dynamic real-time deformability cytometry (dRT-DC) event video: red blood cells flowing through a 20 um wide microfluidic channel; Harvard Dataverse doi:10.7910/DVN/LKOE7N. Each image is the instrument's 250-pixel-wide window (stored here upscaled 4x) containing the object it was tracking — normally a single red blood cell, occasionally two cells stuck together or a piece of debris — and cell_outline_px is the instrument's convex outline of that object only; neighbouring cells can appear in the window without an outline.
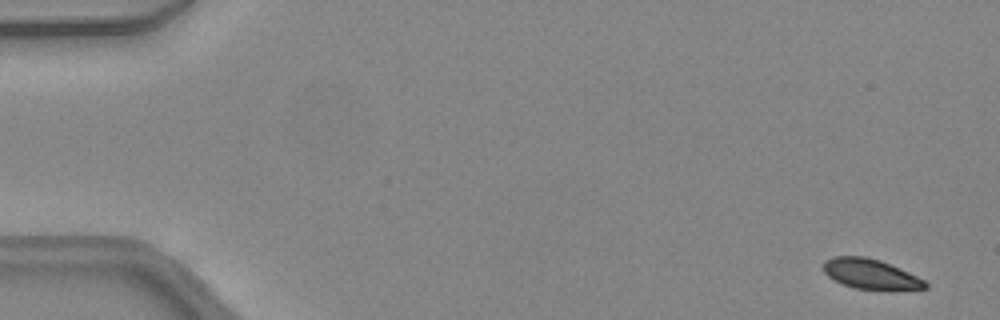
{"species": "common noctule bat (a hibernating species)", "species_latin": "Nyctalus noctula", "temperature_condition": "warm", "stored_images_in_passage": 46, "camera_frame_rate_fps": 3000, "um_per_image_px": 0.085, "animal": {"sex": "female", "body_mass_g": 24.6, "forearm_length_mm": 56.2}, "frame": {"image": 1, "passage_image": 1, "time_ms": 0.0, "image_size_px": [1000, 320], "cell_outline_px": [[928, 288], [852, 288], [828, 276], [824, 272], [824, 260], [832, 256], [864, 256], [880, 260], [908, 272], [924, 280], [928, 284]], "centroid_in_image_um": [73.94, 23.25], "position_along_channel_um": 11.1, "area_um2": 17.17}}
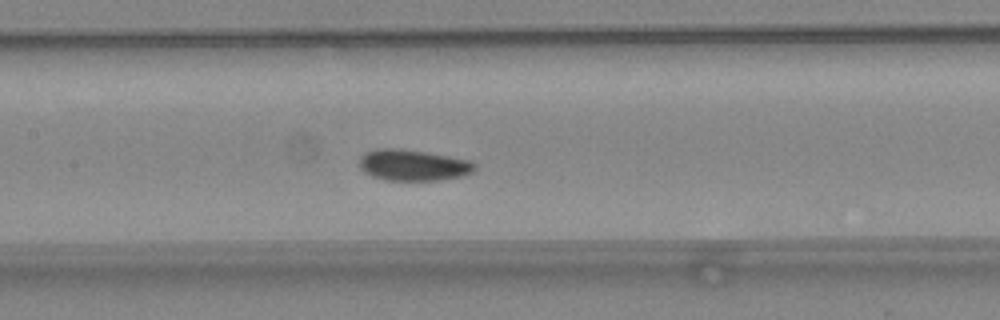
{"frame": {"image": 2, "passage_image": 22, "time_ms": 7.0, "image_size_px": [1000, 320], "cell_outline_px": [[476, 168], [472, 172], [464, 176], [436, 180], [388, 180], [372, 176], [364, 172], [360, 168], [360, 156], [364, 152], [380, 148], [400, 148], [424, 152], [468, 160], [476, 164]], "centroid_in_image_um": [35.09, 14.03], "position_along_channel_um": 172.3, "area_um2": 20.81}}
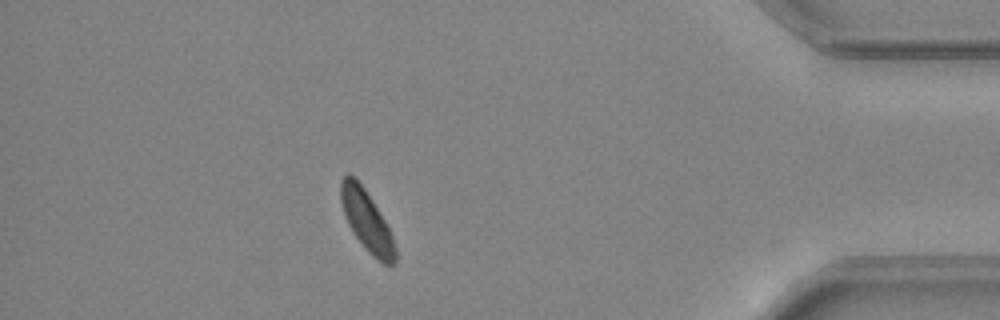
{"frame": {"image": 3, "passage_image": 41, "time_ms": 13.333, "image_size_px": [1000, 320], "cell_outline_px": [[396, 264], [384, 264], [372, 256], [364, 248], [348, 224], [340, 200], [340, 180], [348, 172], [364, 188], [372, 200], [384, 220], [392, 236], [396, 248]], "centroid_in_image_um": [31.17, 18.78], "position_along_channel_um": 404.0, "area_um2": 18.96}, "authors_computed_cell_mechanics": {"area_um2": 19.8832, "velocity_mm_per_s": 4.3753, "shape_relaxation_time_tau1_ms": 4.3929, "shape_relaxation_time_tau2_ms": null, "deformation_change_tau1": 0.1098, "deformation_change_tau2": null}}